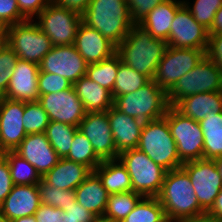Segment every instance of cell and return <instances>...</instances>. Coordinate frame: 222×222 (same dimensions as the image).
<instances>
[{"label": "cell", "instance_id": "db71d44e", "mask_svg": "<svg viewBox=\"0 0 222 222\" xmlns=\"http://www.w3.org/2000/svg\"><path fill=\"white\" fill-rule=\"evenodd\" d=\"M91 222H115L106 215H96Z\"/></svg>", "mask_w": 222, "mask_h": 222}, {"label": "cell", "instance_id": "f907efd6", "mask_svg": "<svg viewBox=\"0 0 222 222\" xmlns=\"http://www.w3.org/2000/svg\"><path fill=\"white\" fill-rule=\"evenodd\" d=\"M209 35L222 34V6L216 12L212 26L208 30Z\"/></svg>", "mask_w": 222, "mask_h": 222}, {"label": "cell", "instance_id": "f5cc1de1", "mask_svg": "<svg viewBox=\"0 0 222 222\" xmlns=\"http://www.w3.org/2000/svg\"><path fill=\"white\" fill-rule=\"evenodd\" d=\"M176 222H222V220H219L218 218H214L208 213H204L196 217L181 219Z\"/></svg>", "mask_w": 222, "mask_h": 222}, {"label": "cell", "instance_id": "4fadbf2b", "mask_svg": "<svg viewBox=\"0 0 222 222\" xmlns=\"http://www.w3.org/2000/svg\"><path fill=\"white\" fill-rule=\"evenodd\" d=\"M209 41L208 29L199 24L183 3L172 21L168 46L173 48L198 49L206 52Z\"/></svg>", "mask_w": 222, "mask_h": 222}, {"label": "cell", "instance_id": "816d5d0a", "mask_svg": "<svg viewBox=\"0 0 222 222\" xmlns=\"http://www.w3.org/2000/svg\"><path fill=\"white\" fill-rule=\"evenodd\" d=\"M207 213L214 218L222 220V189L219 191V194L216 196L214 205Z\"/></svg>", "mask_w": 222, "mask_h": 222}, {"label": "cell", "instance_id": "30bf717a", "mask_svg": "<svg viewBox=\"0 0 222 222\" xmlns=\"http://www.w3.org/2000/svg\"><path fill=\"white\" fill-rule=\"evenodd\" d=\"M35 18L38 19L35 22L54 46L74 44L77 30L82 23L81 14L54 2L47 5Z\"/></svg>", "mask_w": 222, "mask_h": 222}, {"label": "cell", "instance_id": "91938a15", "mask_svg": "<svg viewBox=\"0 0 222 222\" xmlns=\"http://www.w3.org/2000/svg\"><path fill=\"white\" fill-rule=\"evenodd\" d=\"M5 42V36H0V47Z\"/></svg>", "mask_w": 222, "mask_h": 222}, {"label": "cell", "instance_id": "d4e9b609", "mask_svg": "<svg viewBox=\"0 0 222 222\" xmlns=\"http://www.w3.org/2000/svg\"><path fill=\"white\" fill-rule=\"evenodd\" d=\"M183 115L200 122L207 114L222 112V92H205L181 99L175 106Z\"/></svg>", "mask_w": 222, "mask_h": 222}, {"label": "cell", "instance_id": "94428289", "mask_svg": "<svg viewBox=\"0 0 222 222\" xmlns=\"http://www.w3.org/2000/svg\"><path fill=\"white\" fill-rule=\"evenodd\" d=\"M162 222H172L167 217Z\"/></svg>", "mask_w": 222, "mask_h": 222}, {"label": "cell", "instance_id": "8d00e7d4", "mask_svg": "<svg viewBox=\"0 0 222 222\" xmlns=\"http://www.w3.org/2000/svg\"><path fill=\"white\" fill-rule=\"evenodd\" d=\"M48 124V114L38 101L25 102L23 126L27 135L45 132Z\"/></svg>", "mask_w": 222, "mask_h": 222}, {"label": "cell", "instance_id": "ac0fdd59", "mask_svg": "<svg viewBox=\"0 0 222 222\" xmlns=\"http://www.w3.org/2000/svg\"><path fill=\"white\" fill-rule=\"evenodd\" d=\"M4 98L14 101H38L39 65L18 59Z\"/></svg>", "mask_w": 222, "mask_h": 222}, {"label": "cell", "instance_id": "681fc988", "mask_svg": "<svg viewBox=\"0 0 222 222\" xmlns=\"http://www.w3.org/2000/svg\"><path fill=\"white\" fill-rule=\"evenodd\" d=\"M91 0H52L56 5L83 14Z\"/></svg>", "mask_w": 222, "mask_h": 222}, {"label": "cell", "instance_id": "680465c9", "mask_svg": "<svg viewBox=\"0 0 222 222\" xmlns=\"http://www.w3.org/2000/svg\"><path fill=\"white\" fill-rule=\"evenodd\" d=\"M0 222H9V220L6 219V218L3 216V214L1 213V211H0Z\"/></svg>", "mask_w": 222, "mask_h": 222}, {"label": "cell", "instance_id": "484cf974", "mask_svg": "<svg viewBox=\"0 0 222 222\" xmlns=\"http://www.w3.org/2000/svg\"><path fill=\"white\" fill-rule=\"evenodd\" d=\"M73 87L86 112H105L113 106L111 92L86 75L76 81Z\"/></svg>", "mask_w": 222, "mask_h": 222}, {"label": "cell", "instance_id": "277c9868", "mask_svg": "<svg viewBox=\"0 0 222 222\" xmlns=\"http://www.w3.org/2000/svg\"><path fill=\"white\" fill-rule=\"evenodd\" d=\"M113 100L116 109L143 123L164 117L169 107L167 93L154 80Z\"/></svg>", "mask_w": 222, "mask_h": 222}, {"label": "cell", "instance_id": "7bdbcfd3", "mask_svg": "<svg viewBox=\"0 0 222 222\" xmlns=\"http://www.w3.org/2000/svg\"><path fill=\"white\" fill-rule=\"evenodd\" d=\"M0 21L6 27L26 21L20 13L17 0H0Z\"/></svg>", "mask_w": 222, "mask_h": 222}, {"label": "cell", "instance_id": "4316f807", "mask_svg": "<svg viewBox=\"0 0 222 222\" xmlns=\"http://www.w3.org/2000/svg\"><path fill=\"white\" fill-rule=\"evenodd\" d=\"M76 201L95 215H103L108 201V192L100 178L92 172L76 189Z\"/></svg>", "mask_w": 222, "mask_h": 222}, {"label": "cell", "instance_id": "2e32d148", "mask_svg": "<svg viewBox=\"0 0 222 222\" xmlns=\"http://www.w3.org/2000/svg\"><path fill=\"white\" fill-rule=\"evenodd\" d=\"M78 129L90 140L96 155L102 160L118 159L110 123L105 112H86Z\"/></svg>", "mask_w": 222, "mask_h": 222}, {"label": "cell", "instance_id": "3957f363", "mask_svg": "<svg viewBox=\"0 0 222 222\" xmlns=\"http://www.w3.org/2000/svg\"><path fill=\"white\" fill-rule=\"evenodd\" d=\"M82 22L118 46L135 24L127 0H91Z\"/></svg>", "mask_w": 222, "mask_h": 222}, {"label": "cell", "instance_id": "603a6c76", "mask_svg": "<svg viewBox=\"0 0 222 222\" xmlns=\"http://www.w3.org/2000/svg\"><path fill=\"white\" fill-rule=\"evenodd\" d=\"M92 171L85 165L60 158L58 163L42 179L62 190H75Z\"/></svg>", "mask_w": 222, "mask_h": 222}, {"label": "cell", "instance_id": "ab89813d", "mask_svg": "<svg viewBox=\"0 0 222 222\" xmlns=\"http://www.w3.org/2000/svg\"><path fill=\"white\" fill-rule=\"evenodd\" d=\"M17 60V54L4 42L0 47V94L2 96L7 91Z\"/></svg>", "mask_w": 222, "mask_h": 222}, {"label": "cell", "instance_id": "b9f144b4", "mask_svg": "<svg viewBox=\"0 0 222 222\" xmlns=\"http://www.w3.org/2000/svg\"><path fill=\"white\" fill-rule=\"evenodd\" d=\"M95 216L76 201L63 209L58 222H91Z\"/></svg>", "mask_w": 222, "mask_h": 222}, {"label": "cell", "instance_id": "5bb4252c", "mask_svg": "<svg viewBox=\"0 0 222 222\" xmlns=\"http://www.w3.org/2000/svg\"><path fill=\"white\" fill-rule=\"evenodd\" d=\"M38 102L48 114L49 121L66 123L79 127L86 115L83 103L78 98L74 87L40 95Z\"/></svg>", "mask_w": 222, "mask_h": 222}, {"label": "cell", "instance_id": "9f6ffc18", "mask_svg": "<svg viewBox=\"0 0 222 222\" xmlns=\"http://www.w3.org/2000/svg\"><path fill=\"white\" fill-rule=\"evenodd\" d=\"M214 162L216 163V166H217V168L220 172V175L222 177V156L214 159Z\"/></svg>", "mask_w": 222, "mask_h": 222}, {"label": "cell", "instance_id": "ffe728a7", "mask_svg": "<svg viewBox=\"0 0 222 222\" xmlns=\"http://www.w3.org/2000/svg\"><path fill=\"white\" fill-rule=\"evenodd\" d=\"M74 45L88 64L108 59L117 51V46L113 42L83 22L77 30Z\"/></svg>", "mask_w": 222, "mask_h": 222}, {"label": "cell", "instance_id": "74e56055", "mask_svg": "<svg viewBox=\"0 0 222 222\" xmlns=\"http://www.w3.org/2000/svg\"><path fill=\"white\" fill-rule=\"evenodd\" d=\"M41 204L64 209L71 202H76L75 190H62L48 185L43 179L38 184Z\"/></svg>", "mask_w": 222, "mask_h": 222}, {"label": "cell", "instance_id": "bcb514c9", "mask_svg": "<svg viewBox=\"0 0 222 222\" xmlns=\"http://www.w3.org/2000/svg\"><path fill=\"white\" fill-rule=\"evenodd\" d=\"M13 186L9 164L7 159L0 153V205L10 193Z\"/></svg>", "mask_w": 222, "mask_h": 222}, {"label": "cell", "instance_id": "7c38bea8", "mask_svg": "<svg viewBox=\"0 0 222 222\" xmlns=\"http://www.w3.org/2000/svg\"><path fill=\"white\" fill-rule=\"evenodd\" d=\"M205 56L204 50L168 46L153 80L168 93L182 75L192 70Z\"/></svg>", "mask_w": 222, "mask_h": 222}, {"label": "cell", "instance_id": "11a10c76", "mask_svg": "<svg viewBox=\"0 0 222 222\" xmlns=\"http://www.w3.org/2000/svg\"><path fill=\"white\" fill-rule=\"evenodd\" d=\"M9 222H37V221H36L35 216L31 215V216L17 218Z\"/></svg>", "mask_w": 222, "mask_h": 222}, {"label": "cell", "instance_id": "d6986e66", "mask_svg": "<svg viewBox=\"0 0 222 222\" xmlns=\"http://www.w3.org/2000/svg\"><path fill=\"white\" fill-rule=\"evenodd\" d=\"M15 152L34 166L41 177L60 160L45 132L26 135Z\"/></svg>", "mask_w": 222, "mask_h": 222}, {"label": "cell", "instance_id": "8fae6325", "mask_svg": "<svg viewBox=\"0 0 222 222\" xmlns=\"http://www.w3.org/2000/svg\"><path fill=\"white\" fill-rule=\"evenodd\" d=\"M188 174L200 207L207 213L222 189V177L214 160L198 159L181 166Z\"/></svg>", "mask_w": 222, "mask_h": 222}, {"label": "cell", "instance_id": "9a60e30c", "mask_svg": "<svg viewBox=\"0 0 222 222\" xmlns=\"http://www.w3.org/2000/svg\"><path fill=\"white\" fill-rule=\"evenodd\" d=\"M88 63L75 45L53 46L39 64L40 72L61 75L73 84L85 76Z\"/></svg>", "mask_w": 222, "mask_h": 222}, {"label": "cell", "instance_id": "7402d4cb", "mask_svg": "<svg viewBox=\"0 0 222 222\" xmlns=\"http://www.w3.org/2000/svg\"><path fill=\"white\" fill-rule=\"evenodd\" d=\"M107 117L117 152L120 154L129 149H136L144 123L122 113L114 106L107 111Z\"/></svg>", "mask_w": 222, "mask_h": 222}, {"label": "cell", "instance_id": "9c48e42d", "mask_svg": "<svg viewBox=\"0 0 222 222\" xmlns=\"http://www.w3.org/2000/svg\"><path fill=\"white\" fill-rule=\"evenodd\" d=\"M164 118L176 142L177 153L184 163L203 159V132L200 123L183 115L174 106H169Z\"/></svg>", "mask_w": 222, "mask_h": 222}, {"label": "cell", "instance_id": "e0dca14e", "mask_svg": "<svg viewBox=\"0 0 222 222\" xmlns=\"http://www.w3.org/2000/svg\"><path fill=\"white\" fill-rule=\"evenodd\" d=\"M25 101H0V153L15 151L27 133L23 126Z\"/></svg>", "mask_w": 222, "mask_h": 222}, {"label": "cell", "instance_id": "f6af8a7d", "mask_svg": "<svg viewBox=\"0 0 222 222\" xmlns=\"http://www.w3.org/2000/svg\"><path fill=\"white\" fill-rule=\"evenodd\" d=\"M52 0H17L21 15L26 20H33Z\"/></svg>", "mask_w": 222, "mask_h": 222}, {"label": "cell", "instance_id": "7a4b0ae2", "mask_svg": "<svg viewBox=\"0 0 222 222\" xmlns=\"http://www.w3.org/2000/svg\"><path fill=\"white\" fill-rule=\"evenodd\" d=\"M157 199L172 222L206 213L200 207L191 180L182 167L166 172Z\"/></svg>", "mask_w": 222, "mask_h": 222}, {"label": "cell", "instance_id": "44dd1931", "mask_svg": "<svg viewBox=\"0 0 222 222\" xmlns=\"http://www.w3.org/2000/svg\"><path fill=\"white\" fill-rule=\"evenodd\" d=\"M41 204L38 185H14L0 211L12 221L17 218L34 215Z\"/></svg>", "mask_w": 222, "mask_h": 222}, {"label": "cell", "instance_id": "836d02e7", "mask_svg": "<svg viewBox=\"0 0 222 222\" xmlns=\"http://www.w3.org/2000/svg\"><path fill=\"white\" fill-rule=\"evenodd\" d=\"M67 160L87 166L92 172L103 162L95 153L90 140L79 130H76Z\"/></svg>", "mask_w": 222, "mask_h": 222}, {"label": "cell", "instance_id": "6da1fadb", "mask_svg": "<svg viewBox=\"0 0 222 222\" xmlns=\"http://www.w3.org/2000/svg\"><path fill=\"white\" fill-rule=\"evenodd\" d=\"M167 47L166 40L154 38L142 26L134 24L116 53L124 64L153 80Z\"/></svg>", "mask_w": 222, "mask_h": 222}, {"label": "cell", "instance_id": "6f0895ef", "mask_svg": "<svg viewBox=\"0 0 222 222\" xmlns=\"http://www.w3.org/2000/svg\"><path fill=\"white\" fill-rule=\"evenodd\" d=\"M7 27L0 21V36H6Z\"/></svg>", "mask_w": 222, "mask_h": 222}, {"label": "cell", "instance_id": "8992f818", "mask_svg": "<svg viewBox=\"0 0 222 222\" xmlns=\"http://www.w3.org/2000/svg\"><path fill=\"white\" fill-rule=\"evenodd\" d=\"M118 159L130 175L133 192L142 197L158 196L167 172L166 169L153 162L137 148L121 152Z\"/></svg>", "mask_w": 222, "mask_h": 222}, {"label": "cell", "instance_id": "7dc6e473", "mask_svg": "<svg viewBox=\"0 0 222 222\" xmlns=\"http://www.w3.org/2000/svg\"><path fill=\"white\" fill-rule=\"evenodd\" d=\"M205 55L214 61L222 71V34L209 35V41Z\"/></svg>", "mask_w": 222, "mask_h": 222}, {"label": "cell", "instance_id": "5b68a950", "mask_svg": "<svg viewBox=\"0 0 222 222\" xmlns=\"http://www.w3.org/2000/svg\"><path fill=\"white\" fill-rule=\"evenodd\" d=\"M137 149L167 171L180 168L183 164L164 117L144 123Z\"/></svg>", "mask_w": 222, "mask_h": 222}, {"label": "cell", "instance_id": "83f0119b", "mask_svg": "<svg viewBox=\"0 0 222 222\" xmlns=\"http://www.w3.org/2000/svg\"><path fill=\"white\" fill-rule=\"evenodd\" d=\"M93 172L109 195L132 191L130 175L119 159L105 160Z\"/></svg>", "mask_w": 222, "mask_h": 222}, {"label": "cell", "instance_id": "d6a6232c", "mask_svg": "<svg viewBox=\"0 0 222 222\" xmlns=\"http://www.w3.org/2000/svg\"><path fill=\"white\" fill-rule=\"evenodd\" d=\"M77 129L78 127L66 123L49 121L45 134L60 158L68 155Z\"/></svg>", "mask_w": 222, "mask_h": 222}, {"label": "cell", "instance_id": "cb8c5ba5", "mask_svg": "<svg viewBox=\"0 0 222 222\" xmlns=\"http://www.w3.org/2000/svg\"><path fill=\"white\" fill-rule=\"evenodd\" d=\"M183 0H165L151 10L138 24L154 38L168 42L172 21Z\"/></svg>", "mask_w": 222, "mask_h": 222}, {"label": "cell", "instance_id": "1f68e13d", "mask_svg": "<svg viewBox=\"0 0 222 222\" xmlns=\"http://www.w3.org/2000/svg\"><path fill=\"white\" fill-rule=\"evenodd\" d=\"M118 69L119 55L115 53L110 58L99 63L88 64L85 75L112 94Z\"/></svg>", "mask_w": 222, "mask_h": 222}, {"label": "cell", "instance_id": "e575fe53", "mask_svg": "<svg viewBox=\"0 0 222 222\" xmlns=\"http://www.w3.org/2000/svg\"><path fill=\"white\" fill-rule=\"evenodd\" d=\"M141 198L140 194L133 191L110 194L104 215L115 222H122Z\"/></svg>", "mask_w": 222, "mask_h": 222}, {"label": "cell", "instance_id": "c3c4849f", "mask_svg": "<svg viewBox=\"0 0 222 222\" xmlns=\"http://www.w3.org/2000/svg\"><path fill=\"white\" fill-rule=\"evenodd\" d=\"M63 210L50 205L40 204L38 210L34 213L37 222H58L59 215Z\"/></svg>", "mask_w": 222, "mask_h": 222}, {"label": "cell", "instance_id": "4dcf8cb0", "mask_svg": "<svg viewBox=\"0 0 222 222\" xmlns=\"http://www.w3.org/2000/svg\"><path fill=\"white\" fill-rule=\"evenodd\" d=\"M149 81L150 79L147 76L124 64L119 56V69L113 87L112 98L135 92Z\"/></svg>", "mask_w": 222, "mask_h": 222}, {"label": "cell", "instance_id": "f1b7e54d", "mask_svg": "<svg viewBox=\"0 0 222 222\" xmlns=\"http://www.w3.org/2000/svg\"><path fill=\"white\" fill-rule=\"evenodd\" d=\"M200 126L203 132V159L214 160L222 156V112L206 114L201 120Z\"/></svg>", "mask_w": 222, "mask_h": 222}, {"label": "cell", "instance_id": "f546056e", "mask_svg": "<svg viewBox=\"0 0 222 222\" xmlns=\"http://www.w3.org/2000/svg\"><path fill=\"white\" fill-rule=\"evenodd\" d=\"M9 164L11 179L14 185H38L42 177L26 159L15 151L1 153Z\"/></svg>", "mask_w": 222, "mask_h": 222}, {"label": "cell", "instance_id": "52a82bcc", "mask_svg": "<svg viewBox=\"0 0 222 222\" xmlns=\"http://www.w3.org/2000/svg\"><path fill=\"white\" fill-rule=\"evenodd\" d=\"M205 92H222V71L206 55L167 93L168 104L175 106L183 98Z\"/></svg>", "mask_w": 222, "mask_h": 222}, {"label": "cell", "instance_id": "f35d334b", "mask_svg": "<svg viewBox=\"0 0 222 222\" xmlns=\"http://www.w3.org/2000/svg\"><path fill=\"white\" fill-rule=\"evenodd\" d=\"M194 19L202 24L206 29H210L214 16L218 9L222 6V0H194V4L183 0Z\"/></svg>", "mask_w": 222, "mask_h": 222}, {"label": "cell", "instance_id": "ba28073f", "mask_svg": "<svg viewBox=\"0 0 222 222\" xmlns=\"http://www.w3.org/2000/svg\"><path fill=\"white\" fill-rule=\"evenodd\" d=\"M5 43L17 54L18 59L38 65L54 46L34 19L8 26Z\"/></svg>", "mask_w": 222, "mask_h": 222}, {"label": "cell", "instance_id": "60d3db41", "mask_svg": "<svg viewBox=\"0 0 222 222\" xmlns=\"http://www.w3.org/2000/svg\"><path fill=\"white\" fill-rule=\"evenodd\" d=\"M73 87V83L58 74L39 72L38 92L39 95L55 93Z\"/></svg>", "mask_w": 222, "mask_h": 222}, {"label": "cell", "instance_id": "d590c367", "mask_svg": "<svg viewBox=\"0 0 222 222\" xmlns=\"http://www.w3.org/2000/svg\"><path fill=\"white\" fill-rule=\"evenodd\" d=\"M164 208L157 197H142L122 222H162Z\"/></svg>", "mask_w": 222, "mask_h": 222}, {"label": "cell", "instance_id": "ee69618b", "mask_svg": "<svg viewBox=\"0 0 222 222\" xmlns=\"http://www.w3.org/2000/svg\"><path fill=\"white\" fill-rule=\"evenodd\" d=\"M165 0H127L132 21L138 24L157 5Z\"/></svg>", "mask_w": 222, "mask_h": 222}]
</instances>
